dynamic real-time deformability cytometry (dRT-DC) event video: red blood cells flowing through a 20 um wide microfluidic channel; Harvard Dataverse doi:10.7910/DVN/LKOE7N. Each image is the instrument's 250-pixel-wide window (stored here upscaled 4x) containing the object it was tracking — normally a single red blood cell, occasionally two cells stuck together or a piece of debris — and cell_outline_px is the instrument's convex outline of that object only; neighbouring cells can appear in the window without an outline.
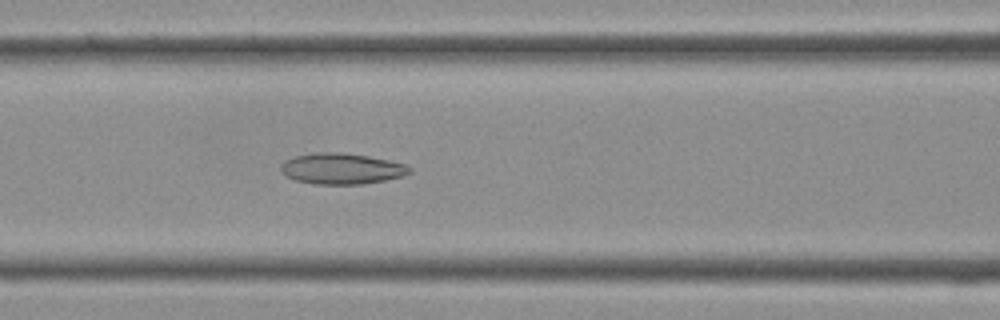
{"species": "Egyptian fruit bat (a non-hibernating species)", "species_latin": "Rousettus aegyptiacus", "temperature_condition": "cold", "stored_images_in_passage": 34, "camera_frame_rate_fps": 3000, "um_per_image_px": 0.085, "frame": {"image": 1, "passage_image": 11, "time_ms": 3.333, "image_size_px": [1000, 320], "cell_outline_px": [[412, 172], [404, 176], [364, 184], [316, 184], [296, 180], [284, 176], [280, 172], [280, 164], [284, 160], [296, 156], [316, 152], [340, 152], [368, 156], [388, 160], [404, 164], [412, 168]], "centroid_in_image_um": [29.01, 14.34], "position_along_channel_um": 137.6, "area_um2": 23.35}}
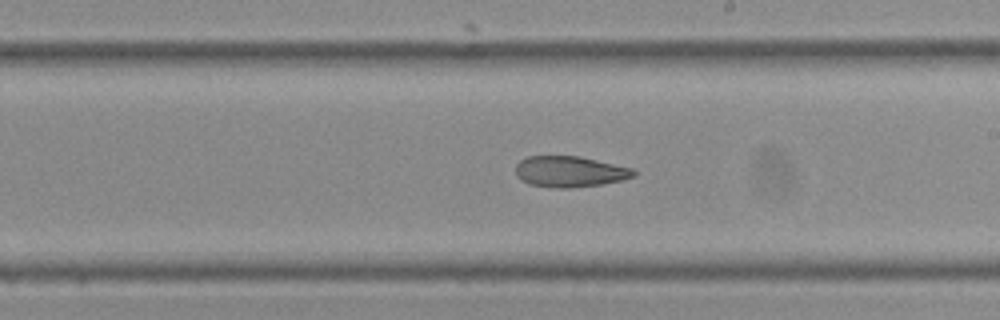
{"frame": {"image": 2, "passage_image": 17, "time_ms": 5.333, "image_size_px": [1000, 320], "cell_outline_px": [[636, 176], [620, 180], [600, 184], [568, 188], [556, 188], [532, 184], [520, 180], [516, 176], [516, 164], [520, 160], [528, 156], [580, 156], [632, 168], [636, 172]], "centroid_in_image_um": [48.41, 14.58], "position_along_channel_um": 240.6, "area_um2": 21.15}}
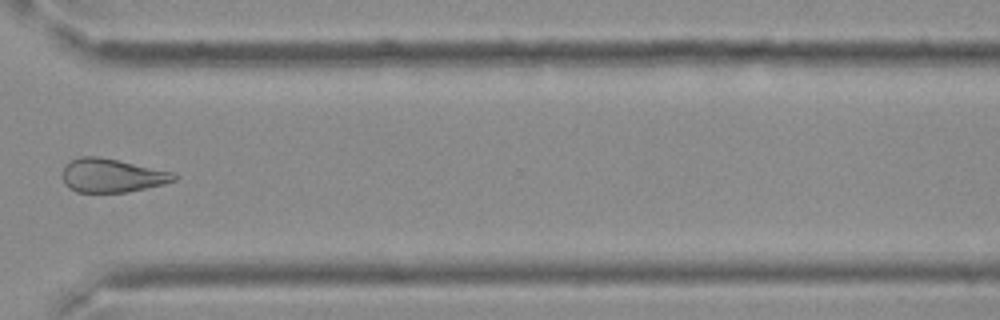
{"frame": {"image": 3, "passage_image": 24, "time_ms": 7.667, "image_size_px": [1000, 320], "cell_outline_px": [[180, 176], [176, 180], [164, 184], [124, 192], [76, 192], [68, 188], [64, 184], [64, 164], [68, 160], [80, 156], [96, 156], [176, 172]], "centroid_in_image_um": [9.52, 14.91], "position_along_channel_um": 361.1, "area_um2": 21.96}}